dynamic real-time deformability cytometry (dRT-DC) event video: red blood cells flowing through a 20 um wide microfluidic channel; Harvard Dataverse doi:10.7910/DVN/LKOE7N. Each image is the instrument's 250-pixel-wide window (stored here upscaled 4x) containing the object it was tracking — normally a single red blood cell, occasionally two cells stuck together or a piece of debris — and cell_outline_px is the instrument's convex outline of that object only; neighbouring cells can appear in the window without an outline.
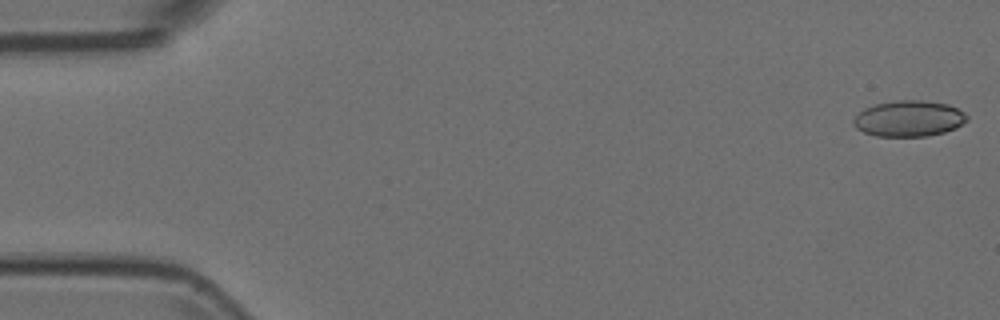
{"species": "Egyptian fruit bat (a non-hibernating species)", "species_latin": "Rousettus aegyptiacus", "temperature_condition": "room temperature", "stored_images_in_passage": 53, "camera_frame_rate_fps": 3000, "um_per_image_px": 0.085, "animal": {"sex": "female"}, "frame": {"image": 1, "passage_image": 1, "time_ms": 0.0, "image_size_px": [1000, 320], "cell_outline_px": [[968, 120], [956, 128], [944, 132], [928, 136], [876, 136], [864, 132], [856, 128], [852, 124], [852, 120], [864, 108], [872, 104], [896, 100], [924, 100], [948, 104], [964, 112], [968, 116]], "centroid_in_image_um": [77.25, 10.07], "position_along_channel_um": 7.8, "area_um2": 23.99}}
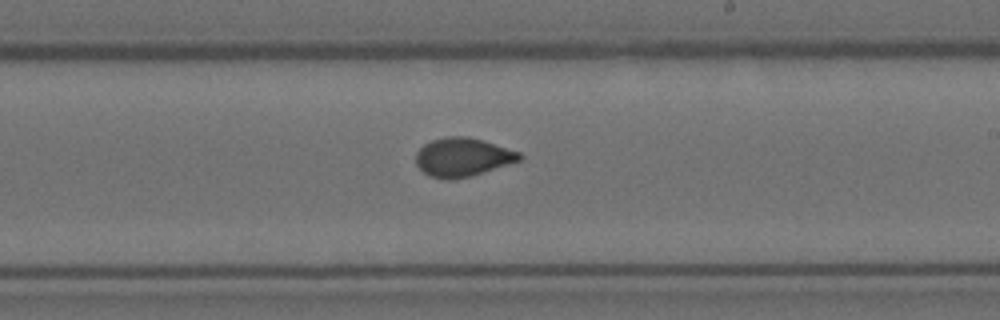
{"frame": {"image": 2, "passage_image": 31, "time_ms": 10.0, "image_size_px": [1000, 320], "cell_outline_px": [[524, 156], [520, 160], [472, 176], [452, 180], [444, 180], [428, 176], [416, 164], [416, 152], [424, 144], [432, 140], [448, 136], [468, 136], [520, 152]], "centroid_in_image_um": [39.3, 13.37], "position_along_channel_um": 249.7, "area_um2": 23.35}}
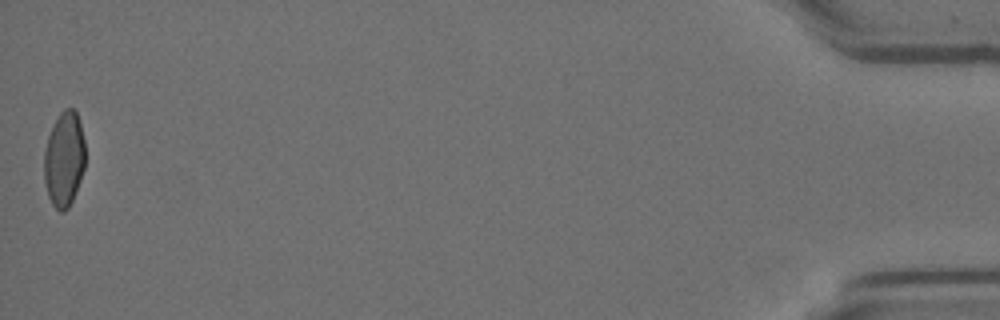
{"frame": {"image": 3, "passage_image": 53, "time_ms": 17.333, "image_size_px": [1000, 320], "cell_outline_px": [[84, 168], [80, 180], [72, 200], [68, 208], [64, 212], [60, 212], [52, 204], [48, 196], [44, 180], [44, 152], [48, 136], [60, 112], [64, 108], [72, 108], [76, 112], [80, 124], [84, 140]], "centroid_in_image_um": [5.44, 13.54], "position_along_channel_um": 429.8, "area_um2": 22.6}}